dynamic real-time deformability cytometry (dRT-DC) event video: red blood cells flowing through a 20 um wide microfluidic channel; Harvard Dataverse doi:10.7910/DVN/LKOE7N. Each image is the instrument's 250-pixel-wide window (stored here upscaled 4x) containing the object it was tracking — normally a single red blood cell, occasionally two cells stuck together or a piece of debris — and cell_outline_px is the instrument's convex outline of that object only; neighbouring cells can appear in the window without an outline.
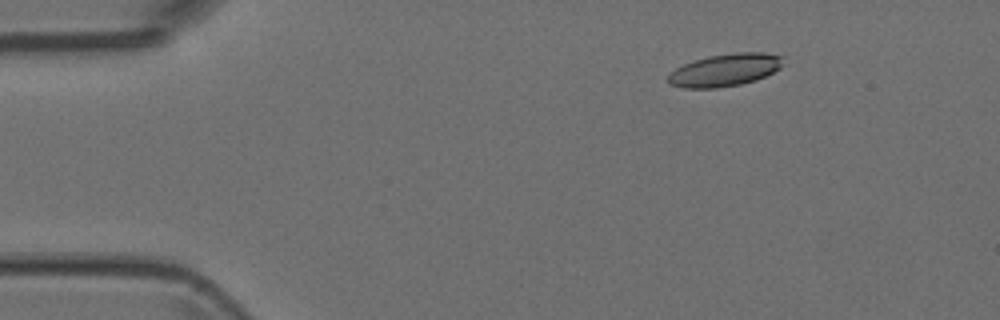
{"species": "Egyptian fruit bat (a non-hibernating species)", "species_latin": "Rousettus aegyptiacus", "temperature_condition": "room temperature", "stored_images_in_passage": 5, "camera_frame_rate_fps": 3000, "um_per_image_px": 0.085, "animal": {"sex": "female"}, "frame": {"image": 1, "passage_image": 3, "time_ms": 0.667, "image_size_px": [1000, 320], "cell_outline_px": [[784, 64], [780, 68], [756, 80], [740, 84], [716, 88], [684, 88], [668, 84], [668, 72], [684, 64], [708, 56], [736, 52], [764, 52], [784, 56]], "centroid_in_image_um": [61.63, 5.94], "position_along_channel_um": 23.4, "area_um2": 21.91}}